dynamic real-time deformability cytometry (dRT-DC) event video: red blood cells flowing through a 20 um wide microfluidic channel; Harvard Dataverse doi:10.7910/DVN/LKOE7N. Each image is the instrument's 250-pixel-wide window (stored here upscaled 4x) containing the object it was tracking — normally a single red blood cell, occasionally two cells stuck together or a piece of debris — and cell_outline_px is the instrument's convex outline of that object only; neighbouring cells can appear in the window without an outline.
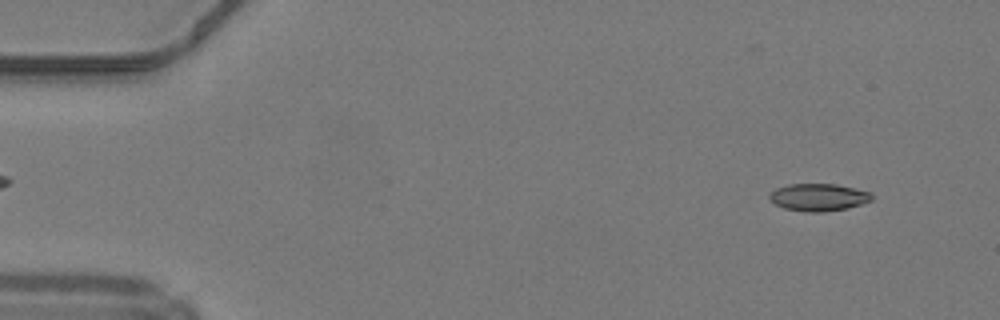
{"species": "common noctule bat (a hibernating species)", "species_latin": "Nyctalus noctula", "temperature_condition": "warm", "stored_images_in_passage": 11, "camera_frame_rate_fps": 3000, "um_per_image_px": 0.085, "animal": {"sex": "male", "body_mass_g": 19.2, "forearm_length_mm": 51.8}, "frame": {"image": 1, "passage_image": 2, "time_ms": 0.333, "image_size_px": [1000, 320], "cell_outline_px": [[872, 200], [848, 208], [824, 212], [804, 212], [784, 208], [776, 204], [768, 196], [776, 188], [788, 184], [836, 184], [868, 192], [872, 196]], "centroid_in_image_um": [69.55, 16.77], "position_along_channel_um": 15.5, "area_um2": 16.13}}
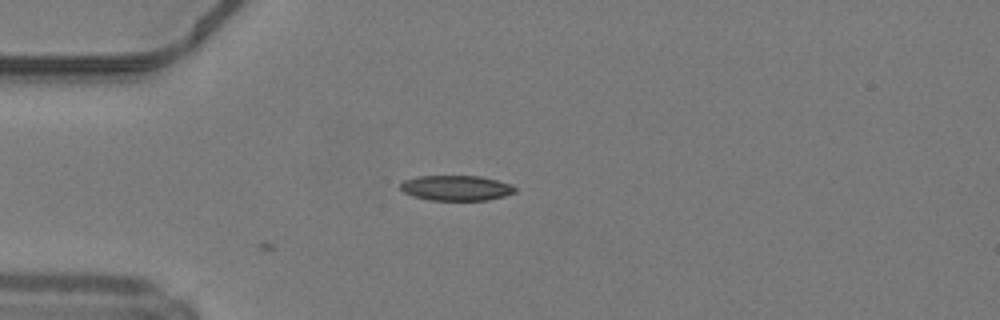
{"frame": {"image": 2, "passage_image": 11, "time_ms": 3.333, "image_size_px": [1000, 320], "cell_outline_px": [[516, 192], [504, 196], [488, 200], [428, 200], [412, 196], [404, 192], [400, 188], [400, 184], [404, 180], [420, 176], [480, 176], [512, 184], [516, 188]], "centroid_in_image_um": [38.78, 15.98], "position_along_channel_um": 46.2, "area_um2": 16.88}}